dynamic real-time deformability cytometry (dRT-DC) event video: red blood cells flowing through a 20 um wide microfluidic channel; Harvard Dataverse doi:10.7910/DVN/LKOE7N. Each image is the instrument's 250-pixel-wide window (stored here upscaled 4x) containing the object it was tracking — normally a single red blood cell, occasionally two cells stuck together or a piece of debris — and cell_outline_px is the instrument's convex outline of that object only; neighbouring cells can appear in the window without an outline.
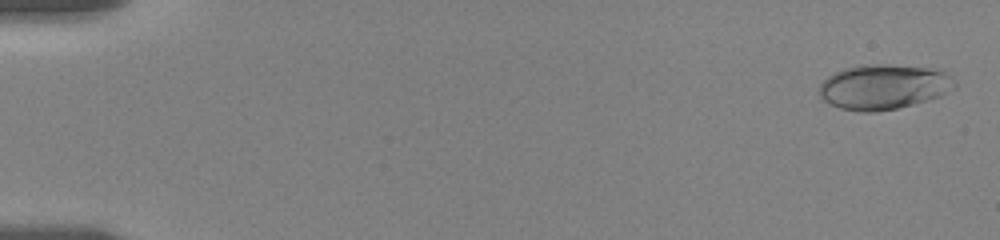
{"species": "human", "species_latin": "Homo sapiens", "temperature_condition": "room temperature", "stored_images_in_passage": 57, "camera_frame_rate_fps": 3000, "um_per_image_px": 0.085, "donor": {"sex": "female"}, "frame": {"image": 1, "passage_image": 2, "time_ms": 0.333, "image_size_px": [1000, 240], "cell_outline_px": [[956, 88], [940, 96], [912, 104], [896, 108], [876, 112], [860, 112], [840, 108], [828, 104], [820, 96], [820, 84], [828, 76], [844, 68], [860, 64], [888, 64], [928, 68], [944, 72], [956, 80]], "centroid_in_image_um": [75.1, 7.38], "position_along_channel_um": 9.9, "area_um2": 35.55}}
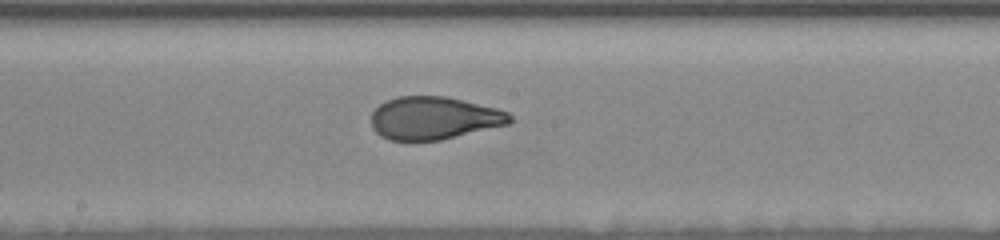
{"frame": {"image": 2, "passage_image": 32, "time_ms": 10.333, "image_size_px": [1000, 240], "cell_outline_px": [[512, 120], [508, 124], [440, 140], [388, 140], [380, 136], [372, 128], [372, 112], [380, 104], [396, 96], [444, 96], [496, 108], [508, 112], [512, 116]], "centroid_in_image_um": [36.86, 10.04], "position_along_channel_um": 211.3, "area_um2": 34.33}}
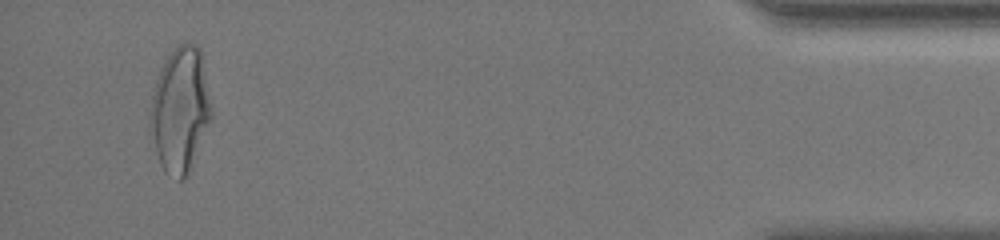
{"frame": {"image": 3, "passage_image": 55, "time_ms": 18.0, "image_size_px": [1000, 240], "cell_outline_px": [[212, 116], [188, 172], [180, 180], [176, 180], [160, 164], [148, 128], [148, 116], [152, 96], [156, 80], [160, 68], [164, 60], [180, 44], [196, 44], [200, 48], [212, 104]], "centroid_in_image_um": [15.29, 9.31], "position_along_channel_um": 419.9, "area_um2": 44.27}, "authors_computed_cell_mechanics": {"area_um2": 35.258, "velocity_mm_per_s": 3.5491, "shape_relaxation_time_tau1_ms": 4.4355, "shape_relaxation_time_tau2_ms": 0.9773, "deformation_change_tau1": 0.1913, "deformation_change_tau2": 0.061}}